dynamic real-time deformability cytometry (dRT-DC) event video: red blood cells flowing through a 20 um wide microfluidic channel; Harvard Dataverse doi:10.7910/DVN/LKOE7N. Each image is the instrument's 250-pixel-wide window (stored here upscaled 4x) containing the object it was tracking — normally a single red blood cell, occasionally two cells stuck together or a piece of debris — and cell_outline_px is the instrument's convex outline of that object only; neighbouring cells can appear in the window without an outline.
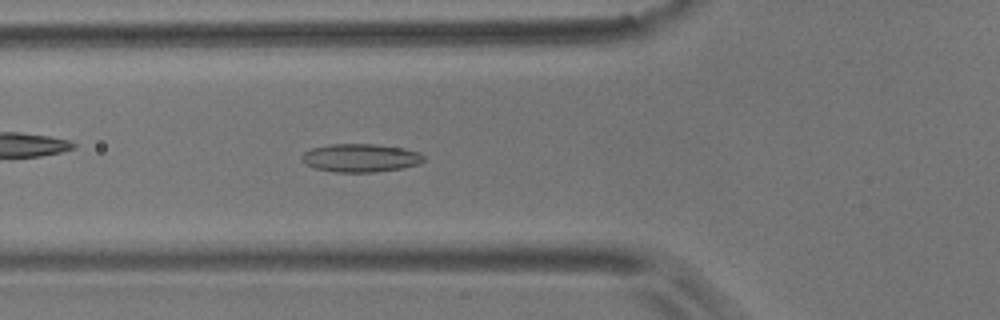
{"species": "common noctule bat (a hibernating species)", "species_latin": "Nyctalus noctula", "temperature_condition": "room temperature", "stored_images_in_passage": 4, "camera_frame_rate_fps": 3000, "um_per_image_px": 0.085, "animal": {"sex": "male", "body_mass_g": 17.9}, "frame": {"image": 1, "passage_image": 4, "time_ms": 6.333, "image_size_px": [1000, 320], "cell_outline_px": [[428, 160], [420, 164], [404, 168], [376, 172], [336, 172], [316, 168], [300, 160], [300, 156], [304, 152], [312, 148], [332, 144], [376, 144], [404, 148], [420, 152]], "centroid_in_image_um": [30.71, 13.42], "position_along_channel_um": 95.1, "area_um2": 20.29}}